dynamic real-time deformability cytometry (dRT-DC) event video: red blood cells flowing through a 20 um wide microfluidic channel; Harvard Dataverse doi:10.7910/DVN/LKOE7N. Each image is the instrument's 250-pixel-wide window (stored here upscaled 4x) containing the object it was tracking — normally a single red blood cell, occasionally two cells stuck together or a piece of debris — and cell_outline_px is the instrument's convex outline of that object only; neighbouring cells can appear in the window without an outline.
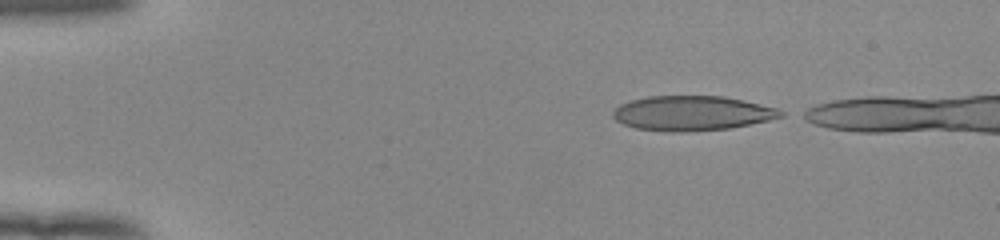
{"species": "human", "species_latin": "Homo sapiens", "temperature_condition": "room temperature", "stored_images_in_passage": 41, "camera_frame_rate_fps": 3000, "um_per_image_px": 0.085, "donor": {"sex": "female"}, "frame": {"image": 1, "passage_image": 1, "time_ms": 0.0, "image_size_px": [1000, 240], "cell_outline_px": [[784, 116], [768, 120], [728, 128], [680, 132], [672, 132], [636, 128], [624, 124], [616, 120], [612, 116], [612, 112], [620, 104], [632, 100], [648, 96], [724, 96], [744, 100], [776, 108], [784, 112]], "centroid_in_image_um": [58.81, 9.61], "position_along_channel_um": 26.2, "area_um2": 33.7}}
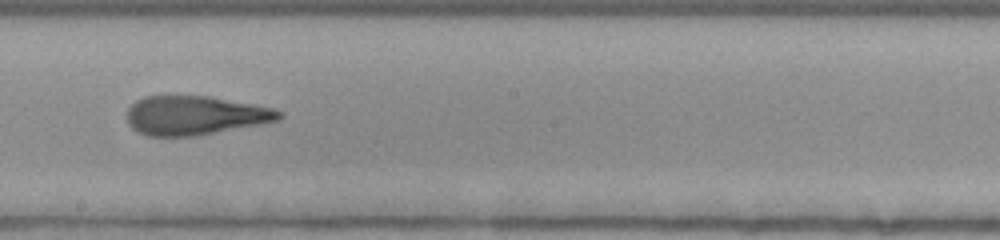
{"frame": {"image": 2, "passage_image": 23, "time_ms": 7.333, "image_size_px": [1000, 240], "cell_outline_px": [[284, 116], [280, 120], [260, 124], [196, 136], [148, 136], [132, 128], [128, 124], [128, 108], [136, 100], [144, 96], [208, 96], [252, 104], [272, 108], [280, 112]], "centroid_in_image_um": [16.56, 9.81], "position_along_channel_um": 231.6, "area_um2": 34.39}}
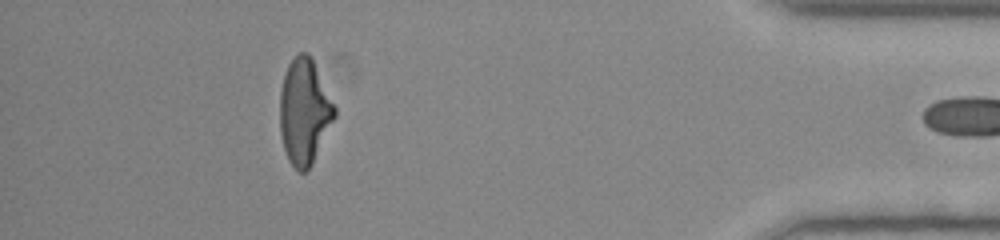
{"frame": {"image": 3, "passage_image": 40, "time_ms": 13.0, "image_size_px": [1000, 240], "cell_outline_px": [[336, 116], [312, 164], [304, 172], [300, 172], [288, 160], [284, 148], [280, 132], [280, 92], [284, 76], [288, 64], [300, 52], [308, 52], [312, 56], [336, 108]], "centroid_in_image_um": [25.88, 9.46], "position_along_channel_um": 409.3, "area_um2": 33.58}}